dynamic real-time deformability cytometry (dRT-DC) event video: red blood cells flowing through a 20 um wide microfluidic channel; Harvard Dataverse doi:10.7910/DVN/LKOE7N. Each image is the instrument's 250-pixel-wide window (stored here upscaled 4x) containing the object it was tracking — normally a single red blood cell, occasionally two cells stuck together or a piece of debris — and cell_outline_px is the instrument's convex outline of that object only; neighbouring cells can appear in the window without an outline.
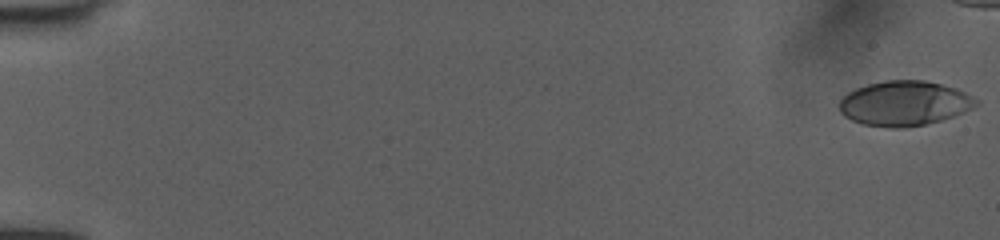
{"species": "human", "species_latin": "Homo sapiens", "temperature_condition": "room temperature", "stored_images_in_passage": 10, "camera_frame_rate_fps": 3000, "um_per_image_px": 0.085, "donor": {"sex": "female"}, "frame": {"image": 1, "passage_image": 1, "time_ms": 0.0, "image_size_px": [1000, 240], "cell_outline_px": [[980, 104], [964, 112], [928, 124], [908, 128], [888, 128], [864, 124], [852, 120], [844, 116], [840, 112], [840, 100], [848, 92], [856, 88], [868, 84], [884, 80], [924, 80], [956, 88], [980, 100]], "centroid_in_image_um": [76.89, 8.79], "position_along_channel_um": 8.1, "area_um2": 35.89}}